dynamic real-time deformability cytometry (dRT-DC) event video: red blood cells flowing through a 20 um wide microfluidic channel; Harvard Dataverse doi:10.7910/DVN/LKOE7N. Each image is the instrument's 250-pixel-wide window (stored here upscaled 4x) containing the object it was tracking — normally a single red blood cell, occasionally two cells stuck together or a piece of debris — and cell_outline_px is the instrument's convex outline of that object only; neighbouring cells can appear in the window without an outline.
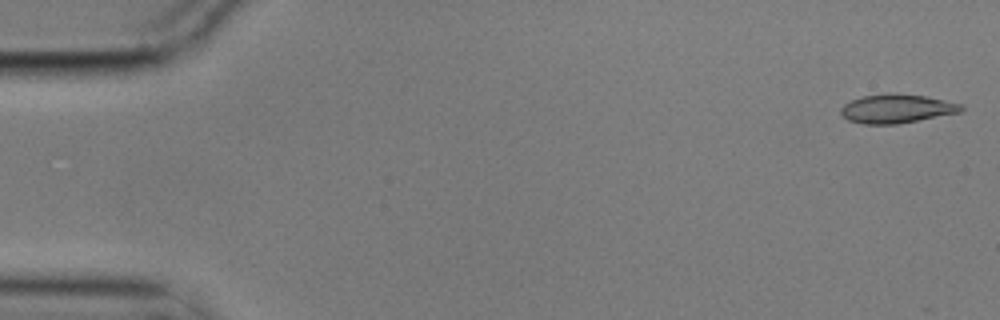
{"species": "common noctule bat (a hibernating species)", "species_latin": "Nyctalus noctula", "temperature_condition": "cold", "stored_images_in_passage": 4, "camera_frame_rate_fps": 3000, "um_per_image_px": 0.085, "animal": {"sex": "male", "body_mass_g": 17.9}, "frame": {"image": 1, "passage_image": 1, "time_ms": 0.0, "image_size_px": [1000, 320], "cell_outline_px": [[964, 108], [960, 112], [896, 124], [864, 124], [848, 120], [840, 112], [840, 108], [844, 104], [852, 100], [864, 96], [892, 92], [896, 92], [924, 96], [964, 104]], "centroid_in_image_um": [76.22, 9.22], "position_along_channel_um": 8.8, "area_um2": 20.17}}